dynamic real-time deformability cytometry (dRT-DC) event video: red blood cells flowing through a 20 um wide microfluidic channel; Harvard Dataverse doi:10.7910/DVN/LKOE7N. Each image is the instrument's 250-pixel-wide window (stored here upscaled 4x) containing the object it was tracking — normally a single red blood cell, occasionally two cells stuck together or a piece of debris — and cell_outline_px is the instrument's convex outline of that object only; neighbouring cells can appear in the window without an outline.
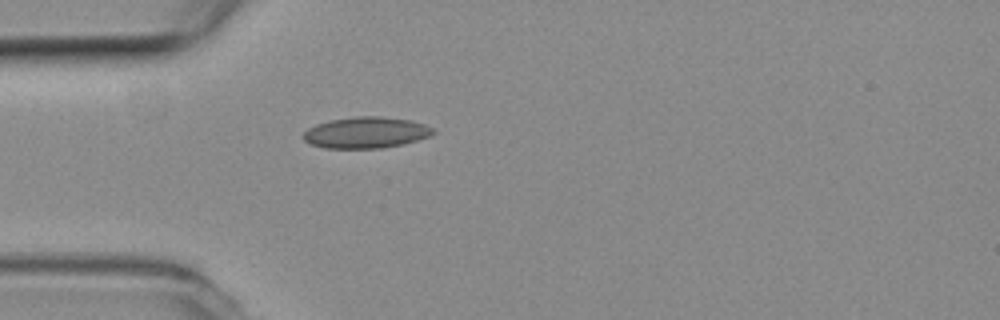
{"species": "common noctule bat (a hibernating species)", "species_latin": "Nyctalus noctula", "temperature_condition": "room temperature", "stored_images_in_passage": 2, "camera_frame_rate_fps": 3000, "um_per_image_px": 0.085, "animal": {"sex": "female", "body_mass_g": 19.3, "forearm_length_mm": 54.1}, "frame": {"image": 1, "passage_image": 2, "time_ms": 0.333, "image_size_px": [1000, 320], "cell_outline_px": [[436, 132], [428, 136], [416, 140], [400, 144], [380, 148], [324, 148], [312, 144], [304, 140], [304, 132], [308, 128], [316, 124], [332, 120], [356, 116], [380, 116], [412, 120], [424, 124], [432, 128]], "centroid_in_image_um": [31.1, 11.26], "position_along_channel_um": 53.9, "area_um2": 23.35}}